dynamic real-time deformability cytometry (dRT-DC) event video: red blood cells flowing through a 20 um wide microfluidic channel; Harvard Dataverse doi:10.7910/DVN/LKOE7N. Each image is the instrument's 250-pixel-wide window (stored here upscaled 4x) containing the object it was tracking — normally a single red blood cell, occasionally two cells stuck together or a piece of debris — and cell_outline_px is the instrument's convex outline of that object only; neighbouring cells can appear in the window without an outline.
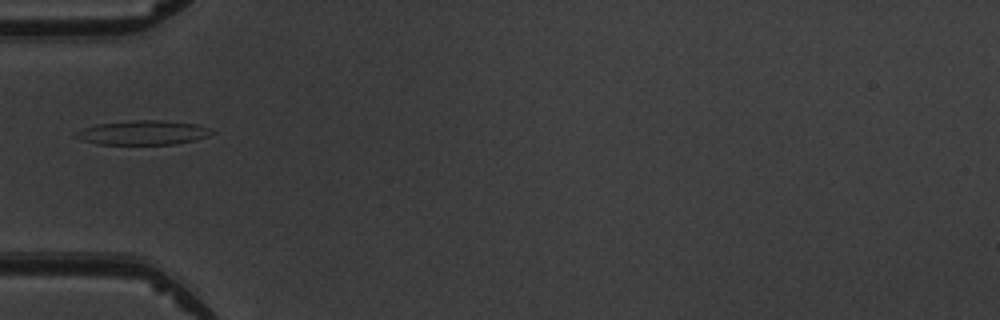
{"species": "common noctule bat (a hibernating species)", "species_latin": "Nyctalus noctula", "temperature_condition": "warm", "stored_images_in_passage": 3, "camera_frame_rate_fps": 3000, "um_per_image_px": 0.085, "animal": {"sex": "male", "body_mass_g": 19.5, "forearm_length_mm": 54.6}, "frame": {"image": 1, "passage_image": 2, "time_ms": 1.333, "image_size_px": [1000, 320], "cell_outline_px": [[216, 132], [208, 136], [196, 140], [176, 144], [96, 144], [80, 140], [72, 136], [76, 132], [84, 128], [96, 124], [132, 120], [164, 120], [196, 124], [208, 128]], "centroid_in_image_um": [12.14, 11.27], "position_along_channel_um": 72.9, "area_um2": 19.42}}